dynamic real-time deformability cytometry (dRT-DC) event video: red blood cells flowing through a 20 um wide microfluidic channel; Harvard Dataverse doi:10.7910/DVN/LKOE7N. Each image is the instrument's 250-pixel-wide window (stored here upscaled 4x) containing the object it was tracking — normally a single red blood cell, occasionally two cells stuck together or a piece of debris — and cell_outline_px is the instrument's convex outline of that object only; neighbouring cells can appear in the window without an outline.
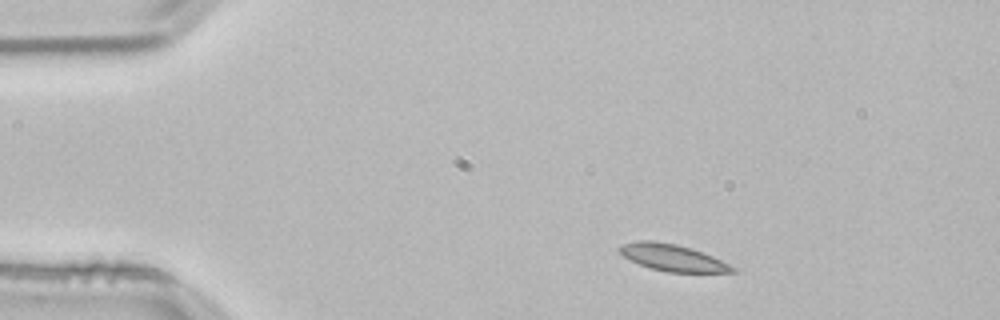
{"species": "common noctule bat (a hibernating species)", "species_latin": "Nyctalus noctula", "temperature_condition": "room temperature", "stored_images_in_passage": 46, "camera_frame_rate_fps": 3000, "um_per_image_px": 0.085, "animal": {"sex": "male", "body_mass_g": 21.5, "forearm_length_mm": 52.0}, "frame": {"image": 1, "passage_image": 1, "time_ms": 0.0, "image_size_px": [1000, 320], "cell_outline_px": [[736, 272], [668, 272], [652, 268], [640, 264], [624, 256], [616, 248], [620, 244], [636, 240], [652, 240], [676, 244], [692, 248], [712, 256], [736, 268]], "centroid_in_image_um": [57.13, 21.88], "position_along_channel_um": 27.9, "area_um2": 17.46}}
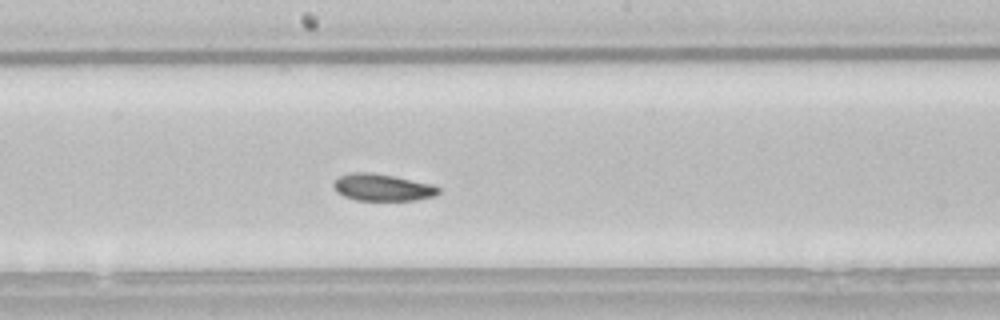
{"frame": {"image": 2, "passage_image": 21, "time_ms": 6.667, "image_size_px": [1000, 320], "cell_outline_px": [[440, 192], [436, 196], [416, 200], [356, 200], [344, 196], [336, 192], [332, 184], [340, 176], [348, 172], [372, 172], [396, 176], [436, 184], [440, 188]], "centroid_in_image_um": [32.55, 15.92], "position_along_channel_um": 215.6, "area_um2": 16.88}}
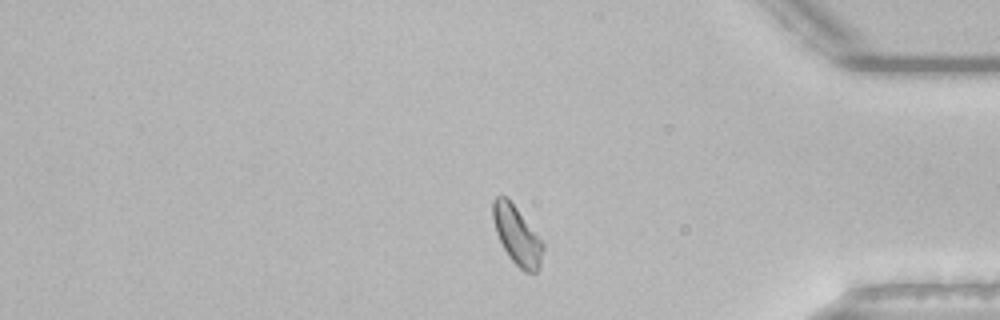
{"frame": {"image": 3, "passage_image": 37, "time_ms": 12.0, "image_size_px": [1000, 320], "cell_outline_px": [[544, 248], [540, 268], [536, 272], [524, 272], [508, 256], [496, 232], [492, 216], [492, 200], [496, 196], [504, 196], [516, 208], [544, 244]], "centroid_in_image_um": [43.94, 20.04], "position_along_channel_um": 391.3, "area_um2": 16.7}, "authors_computed_cell_mechanics": {"area_um2": 17.051, "velocity_mm_per_s": 3.7589, "shape_relaxation_time_tau1_ms": 3.8426, "shape_relaxation_time_tau2_ms": 4.1086, "deformation_change_tau1": 0.0968, "deformation_change_tau2": 0.0696}}